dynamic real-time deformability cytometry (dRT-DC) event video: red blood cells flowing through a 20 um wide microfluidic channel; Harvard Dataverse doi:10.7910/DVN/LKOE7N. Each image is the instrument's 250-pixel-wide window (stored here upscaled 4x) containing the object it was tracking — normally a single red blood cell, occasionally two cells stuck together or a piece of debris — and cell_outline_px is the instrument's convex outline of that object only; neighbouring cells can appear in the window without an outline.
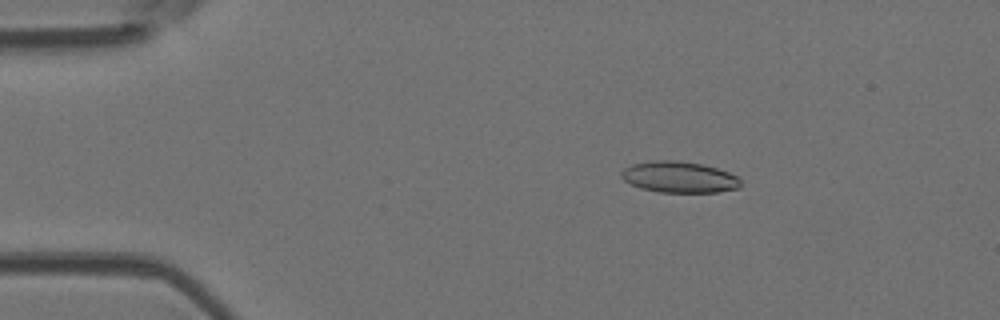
{"species": "Egyptian fruit bat (a non-hibernating species)", "species_latin": "Rousettus aegyptiacus", "temperature_condition": "room temperature", "stored_images_in_passage": 52, "camera_frame_rate_fps": 3000, "um_per_image_px": 0.085, "animal": {"sex": "female"}, "frame": {"image": 1, "passage_image": 9, "time_ms": 2.667, "image_size_px": [1000, 320], "cell_outline_px": [[740, 188], [716, 192], [660, 192], [640, 188], [624, 180], [620, 176], [620, 172], [624, 168], [632, 164], [656, 160], [676, 160], [700, 164], [716, 168], [740, 176]], "centroid_in_image_um": [57.73, 15.05], "position_along_channel_um": 27.3, "area_um2": 21.68}}
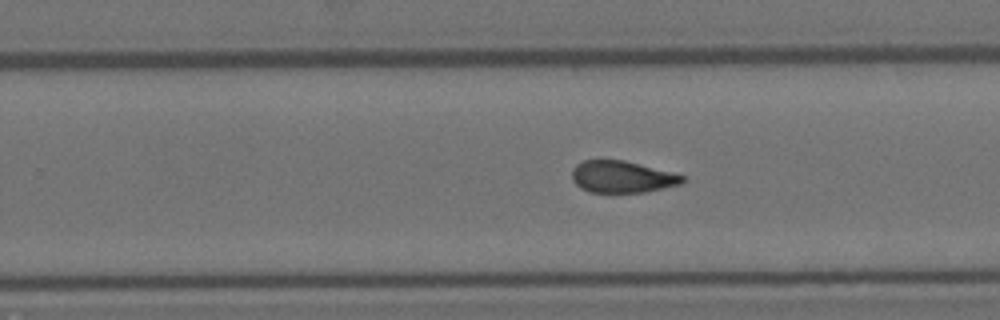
{"frame": {"image": 2, "passage_image": 33, "time_ms": 10.667, "image_size_px": [1000, 320], "cell_outline_px": [[684, 180], [680, 184], [664, 188], [644, 192], [588, 192], [580, 188], [572, 180], [572, 168], [576, 164], [584, 160], [624, 160], [676, 172], [684, 176]], "centroid_in_image_um": [52.88, 15.02], "position_along_channel_um": 276.9, "area_um2": 20.69}}
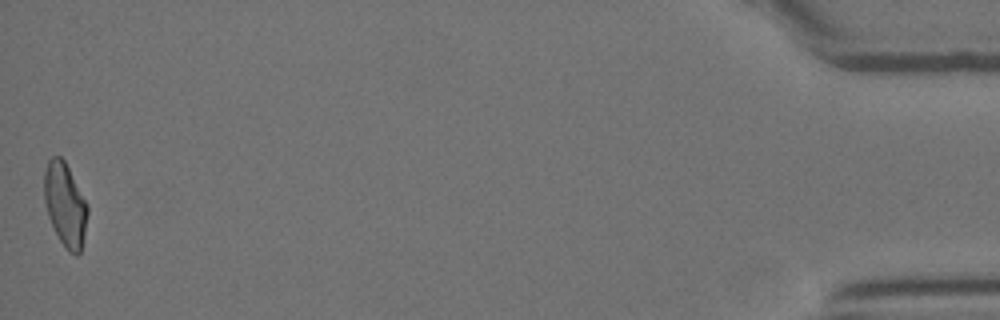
{"frame": {"image": 3, "passage_image": 52, "time_ms": 17.0, "image_size_px": [1000, 320], "cell_outline_px": [[88, 212], [84, 236], [80, 252], [76, 256], [68, 252], [60, 240], [48, 216], [44, 200], [44, 172], [48, 160], [52, 156], [60, 156], [64, 160], [88, 204]], "centroid_in_image_um": [5.54, 17.39], "position_along_channel_um": 429.7, "area_um2": 21.04}, "authors_computed_cell_mechanics": {"area_um2": 21.5016, "velocity_mm_per_s": 3.9137, "shape_relaxation_time_tau1_ms": 8.1797, "shape_relaxation_time_tau2_ms": 1.9536, "deformation_change_tau1": 0.1985, "deformation_change_tau2": 0.089}}